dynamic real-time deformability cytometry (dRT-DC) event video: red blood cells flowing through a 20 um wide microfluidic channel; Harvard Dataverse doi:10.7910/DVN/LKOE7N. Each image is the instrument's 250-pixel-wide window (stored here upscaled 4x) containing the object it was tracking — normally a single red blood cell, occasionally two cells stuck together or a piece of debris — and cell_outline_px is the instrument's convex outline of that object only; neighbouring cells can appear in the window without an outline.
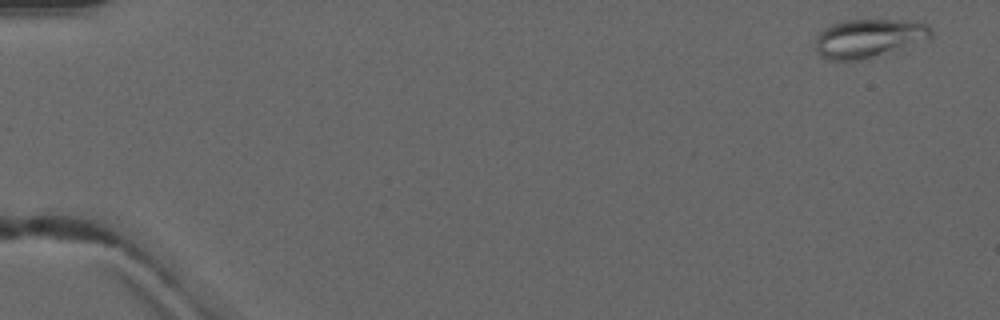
{"species": "common noctule bat (a hibernating species)", "species_latin": "Nyctalus noctula", "temperature_condition": "warm", "stored_images_in_passage": 5, "camera_frame_rate_fps": 3000, "um_per_image_px": 0.085, "animal": {"sex": "male", "forearm_length_mm": 52.5}, "frame": {"image": 1, "passage_image": 1, "time_ms": 0.0, "image_size_px": [1000, 320], "cell_outline_px": [[932, 40], [868, 60], [828, 60], [820, 56], [812, 48], [812, 44], [816, 36], [824, 28], [832, 24], [844, 20], [896, 20], [928, 24], [932, 28]], "centroid_in_image_um": [73.85, 3.29], "position_along_channel_um": 11.2, "area_um2": 27.05}}